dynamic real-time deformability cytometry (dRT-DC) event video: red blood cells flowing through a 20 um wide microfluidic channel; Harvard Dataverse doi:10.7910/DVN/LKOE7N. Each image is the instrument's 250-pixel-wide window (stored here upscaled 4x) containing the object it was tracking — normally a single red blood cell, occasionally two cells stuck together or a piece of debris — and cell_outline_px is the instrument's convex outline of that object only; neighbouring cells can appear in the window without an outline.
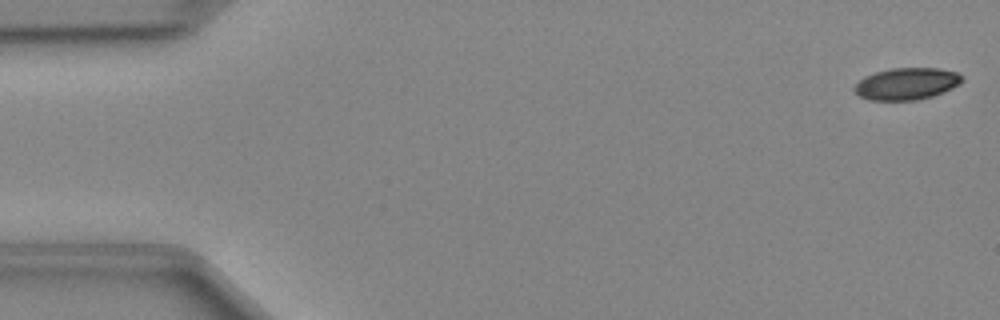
{"species": "Egyptian fruit bat (a non-hibernating species)", "species_latin": "Rousettus aegyptiacus", "temperature_condition": "cold", "stored_images_in_passage": 48, "camera_frame_rate_fps": 3000, "um_per_image_px": 0.085, "animal": {"sex": "female"}, "frame": {"image": 1, "passage_image": 1, "time_ms": 0.0, "image_size_px": [1000, 320], "cell_outline_px": [[964, 80], [960, 84], [944, 92], [932, 96], [916, 100], [868, 100], [860, 96], [852, 88], [864, 76], [876, 72], [892, 68], [940, 68], [956, 72], [964, 76]], "centroid_in_image_um": [77.09, 7.11], "position_along_channel_um": 7.9, "area_um2": 20.11}}
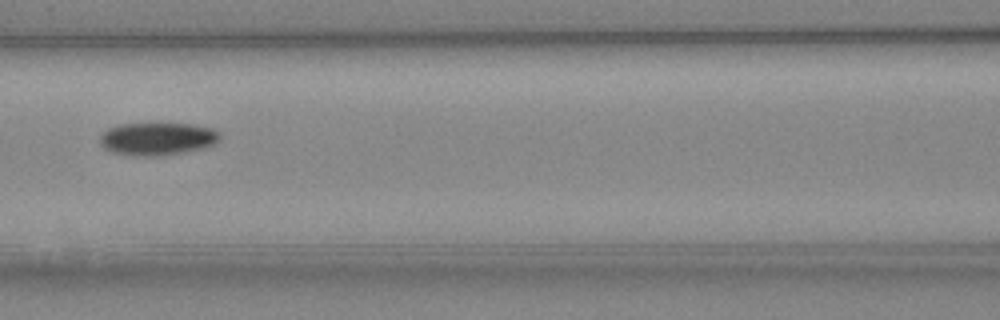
{"frame": {"image": 2, "passage_image": 21, "time_ms": 6.667, "image_size_px": [1000, 320], "cell_outline_px": [[220, 140], [204, 148], [184, 152], [160, 156], [132, 156], [112, 152], [104, 148], [100, 144], [100, 136], [108, 128], [120, 124], [192, 124], [212, 128], [220, 132]], "centroid_in_image_um": [13.38, 11.81], "position_along_channel_um": 153.2, "area_um2": 22.95}}
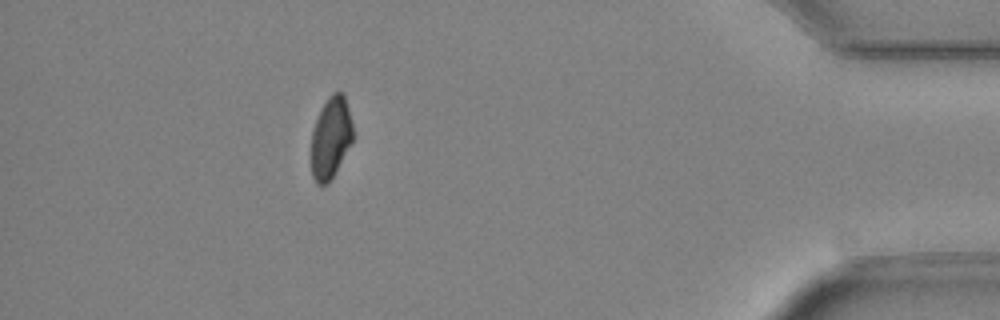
{"frame": {"image": 3, "passage_image": 43, "time_ms": 14.0, "image_size_px": [1000, 320], "cell_outline_px": [[352, 140], [328, 184], [316, 184], [312, 176], [312, 128], [320, 108], [328, 96], [332, 92], [340, 92], [344, 96], [348, 108], [352, 124]], "centroid_in_image_um": [28.08, 11.68], "position_along_channel_um": 407.1, "area_um2": 19.48}}